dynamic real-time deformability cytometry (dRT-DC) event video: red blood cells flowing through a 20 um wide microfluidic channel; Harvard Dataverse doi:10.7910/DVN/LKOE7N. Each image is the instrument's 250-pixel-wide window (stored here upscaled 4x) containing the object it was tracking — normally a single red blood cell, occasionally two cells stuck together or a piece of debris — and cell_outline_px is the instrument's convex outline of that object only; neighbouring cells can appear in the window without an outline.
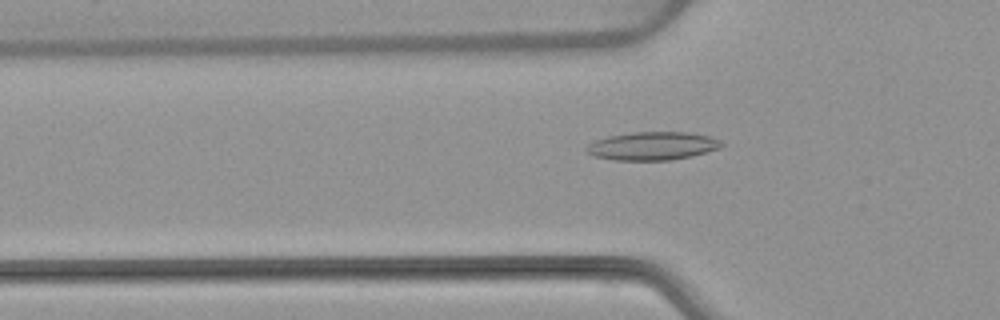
{"species": "common noctule bat (a hibernating species)", "species_latin": "Nyctalus noctula", "temperature_condition": "warm", "stored_images_in_passage": 54, "camera_frame_rate_fps": 3000, "um_per_image_px": 0.085, "animal": {"sex": "female", "body_mass_g": 22.7, "forearm_length_mm": 54.2}, "frame": {"image": 1, "passage_image": 18, "time_ms": 5.667, "image_size_px": [1000, 320], "cell_outline_px": [[724, 144], [720, 148], [692, 156], [672, 160], [616, 160], [592, 156], [584, 148], [588, 144], [596, 140], [608, 136], [632, 132], [688, 132], [708, 136], [720, 140]], "centroid_in_image_um": [55.45, 12.41], "position_along_channel_um": 70.3, "area_um2": 22.25}}
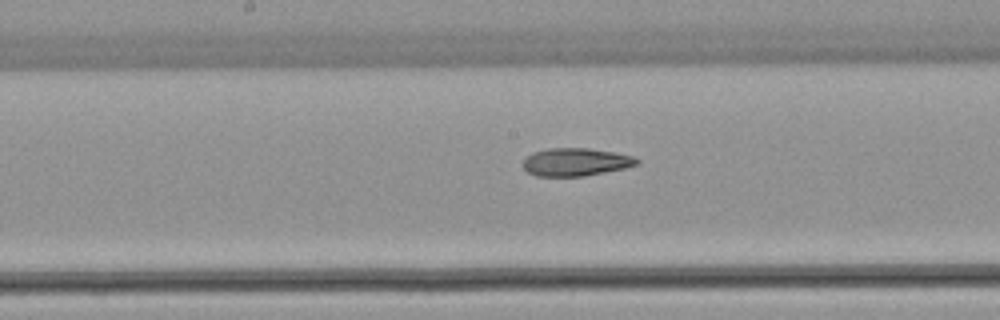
{"frame": {"image": 2, "passage_image": 28, "time_ms": 9.0, "image_size_px": [1000, 320], "cell_outline_px": [[640, 164], [624, 168], [584, 176], [536, 176], [528, 172], [524, 168], [524, 160], [532, 152], [548, 148], [588, 148], [616, 152], [632, 156], [640, 160]], "centroid_in_image_um": [48.96, 13.76], "position_along_channel_um": 199.2, "area_um2": 18.5}}
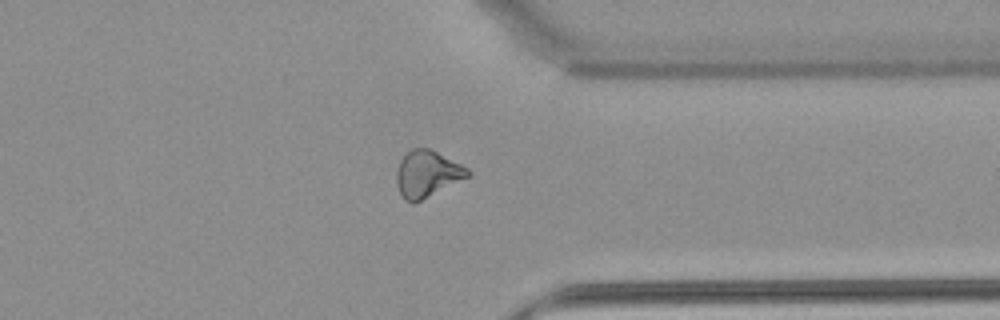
{"frame": {"image": 3, "passage_image": 42, "time_ms": 13.667, "image_size_px": [1000, 320], "cell_outline_px": [[472, 176], [412, 204], [404, 200], [400, 192], [396, 180], [396, 172], [400, 160], [412, 148], [428, 148], [468, 168], [472, 172]], "centroid_in_image_um": [36.32, 14.8], "position_along_channel_um": 375.1, "area_um2": 19.25}, "authors_computed_cell_mechanics": {"area_um2": 20.2878, "velocity_mm_per_s": 3.8472, "shape_relaxation_time_tau1_ms": null, "shape_relaxation_time_tau2_ms": 4.9458, "deformation_change_tau1": null, "deformation_change_tau2": 0.1329}}